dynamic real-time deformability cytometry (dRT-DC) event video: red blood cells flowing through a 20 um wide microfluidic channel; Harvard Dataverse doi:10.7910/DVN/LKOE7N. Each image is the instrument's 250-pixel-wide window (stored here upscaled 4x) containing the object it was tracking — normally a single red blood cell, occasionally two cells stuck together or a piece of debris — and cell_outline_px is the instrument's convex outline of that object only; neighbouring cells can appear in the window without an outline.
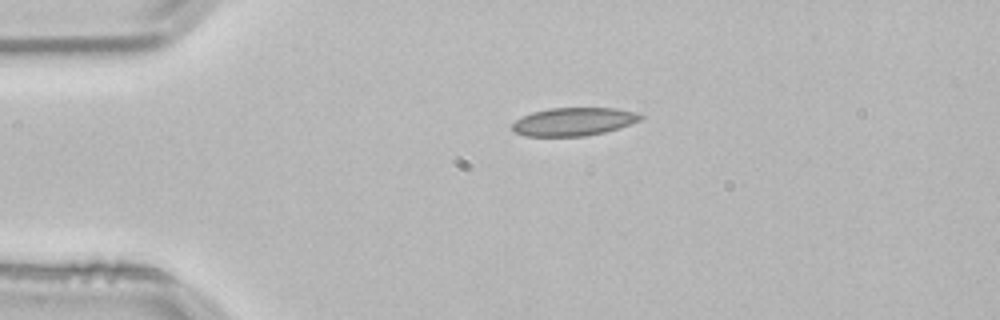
{"species": "common noctule bat (a hibernating species)", "species_latin": "Nyctalus noctula", "temperature_condition": "room temperature", "stored_images_in_passage": 43, "camera_frame_rate_fps": 3000, "um_per_image_px": 0.085, "animal": {"sex": "male", "body_mass_g": 21.5, "forearm_length_mm": 52.0}, "frame": {"image": 1, "passage_image": 1, "time_ms": 0.0, "image_size_px": [1000, 320], "cell_outline_px": [[644, 116], [640, 120], [620, 128], [604, 132], [584, 136], [524, 136], [516, 132], [512, 128], [512, 124], [516, 120], [532, 112], [548, 108], [616, 108], [636, 112]], "centroid_in_image_um": [48.78, 10.34], "position_along_channel_um": 36.2, "area_um2": 20.98}}
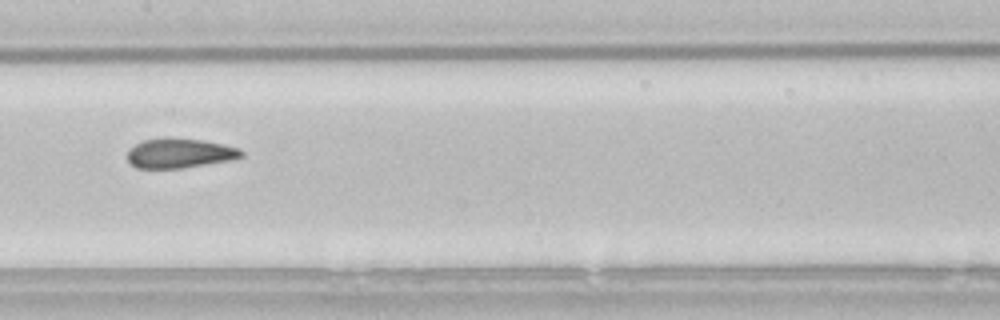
{"frame": {"image": 2, "passage_image": 16, "time_ms": 5.0, "image_size_px": [1000, 320], "cell_outline_px": [[244, 156], [228, 160], [184, 168], [136, 168], [128, 160], [128, 152], [136, 144], [144, 140], [164, 136], [172, 136], [204, 140], [224, 144], [240, 148], [244, 152]], "centroid_in_image_um": [15.29, 12.99], "position_along_channel_um": 192.1, "area_um2": 19.94}}
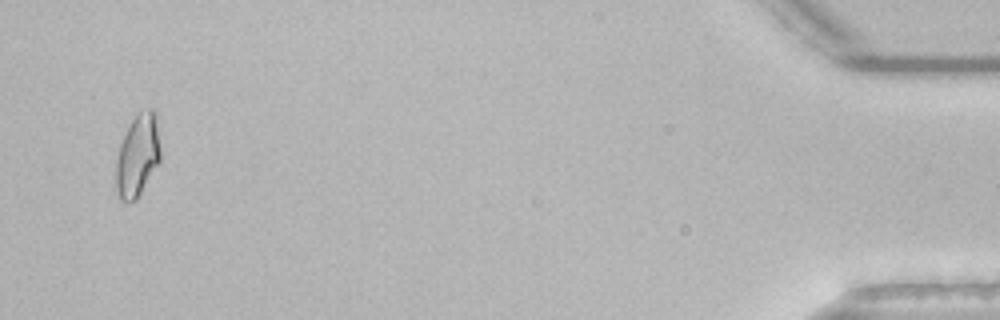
{"frame": {"image": 3, "passage_image": 41, "time_ms": 13.333, "image_size_px": [1000, 320], "cell_outline_px": [[160, 160], [136, 200], [124, 204], [120, 200], [116, 192], [116, 160], [120, 144], [132, 120], [140, 112], [148, 108], [152, 108], [156, 112], [160, 148]], "centroid_in_image_um": [11.69, 13.25], "position_along_channel_um": 423.5, "area_um2": 21.27}, "authors_computed_cell_mechanics": {"area_um2": 20.1144, "velocity_mm_per_s": 3.8138, "shape_relaxation_time_tau1_ms": null, "shape_relaxation_time_tau2_ms": 1.2607, "deformation_change_tau1": null, "deformation_change_tau2": 0.0725}}